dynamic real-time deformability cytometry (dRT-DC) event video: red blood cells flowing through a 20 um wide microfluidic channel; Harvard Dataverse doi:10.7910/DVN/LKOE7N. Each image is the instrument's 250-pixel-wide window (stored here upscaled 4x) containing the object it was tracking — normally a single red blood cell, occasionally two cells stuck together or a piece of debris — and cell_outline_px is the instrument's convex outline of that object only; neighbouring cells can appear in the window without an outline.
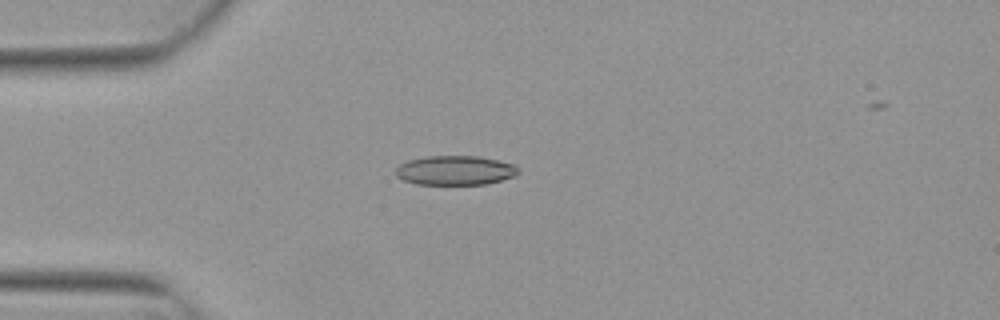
{"species": "Egyptian fruit bat (a non-hibernating species)", "species_latin": "Rousettus aegyptiacus", "temperature_condition": "warm", "stored_images_in_passage": 5, "camera_frame_rate_fps": 3000, "um_per_image_px": 0.085, "animal": {"sex": "female"}, "frame": {"image": 1, "passage_image": 4, "time_ms": 1.0, "image_size_px": [1000, 320], "cell_outline_px": [[520, 172], [516, 176], [484, 184], [416, 184], [404, 180], [396, 176], [396, 168], [400, 164], [408, 160], [428, 156], [480, 156], [516, 164], [520, 168]], "centroid_in_image_um": [38.73, 14.47], "position_along_channel_um": 46.3, "area_um2": 21.1}}